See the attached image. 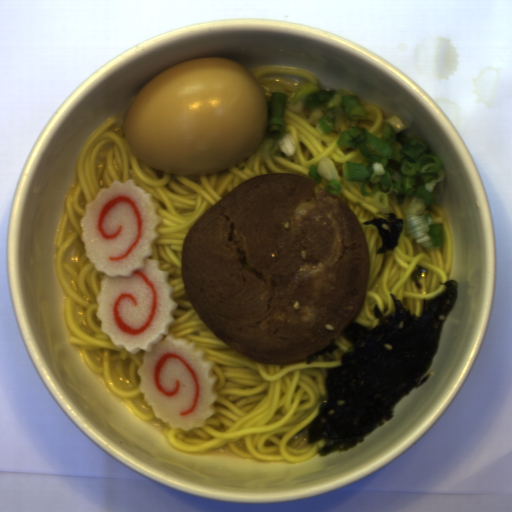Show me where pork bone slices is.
Listing matches in <instances>:
<instances>
[{
    "instance_id": "1",
    "label": "pork bone slices",
    "mask_w": 512,
    "mask_h": 512,
    "mask_svg": "<svg viewBox=\"0 0 512 512\" xmlns=\"http://www.w3.org/2000/svg\"><path fill=\"white\" fill-rule=\"evenodd\" d=\"M302 175L250 178L214 202L184 237V292L236 354L297 363L361 313L371 257L359 218Z\"/></svg>"
}]
</instances>
